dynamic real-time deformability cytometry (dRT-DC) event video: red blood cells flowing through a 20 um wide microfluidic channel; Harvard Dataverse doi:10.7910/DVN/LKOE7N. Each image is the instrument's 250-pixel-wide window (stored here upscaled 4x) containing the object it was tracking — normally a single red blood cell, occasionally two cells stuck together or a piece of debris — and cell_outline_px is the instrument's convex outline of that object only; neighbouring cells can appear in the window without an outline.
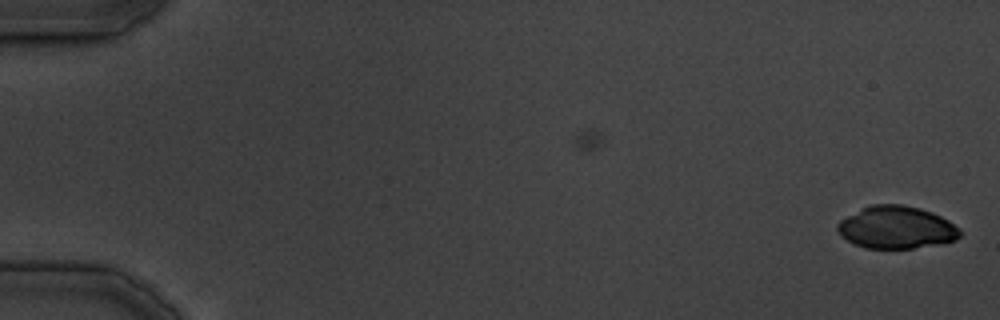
{"species": "common noctule bat (a hibernating species)", "species_latin": "Nyctalus noctula", "temperature_condition": "cold", "stored_images_in_passage": 5, "camera_frame_rate_fps": 3000, "um_per_image_px": 0.085, "animal": {"sex": "male", "body_mass_g": 19.5, "forearm_length_mm": 54.6}, "frame": {"image": 1, "passage_image": 5, "time_ms": 5.667, "image_size_px": [1000, 320], "cell_outline_px": [[960, 236], [956, 240], [940, 244], [912, 248], [864, 248], [840, 236], [836, 228], [836, 224], [840, 220], [872, 204], [900, 204], [920, 208], [932, 212], [948, 220], [960, 228]], "centroid_in_image_um": [76.21, 19.33], "position_along_channel_um": 8.8, "area_um2": 30.23}}